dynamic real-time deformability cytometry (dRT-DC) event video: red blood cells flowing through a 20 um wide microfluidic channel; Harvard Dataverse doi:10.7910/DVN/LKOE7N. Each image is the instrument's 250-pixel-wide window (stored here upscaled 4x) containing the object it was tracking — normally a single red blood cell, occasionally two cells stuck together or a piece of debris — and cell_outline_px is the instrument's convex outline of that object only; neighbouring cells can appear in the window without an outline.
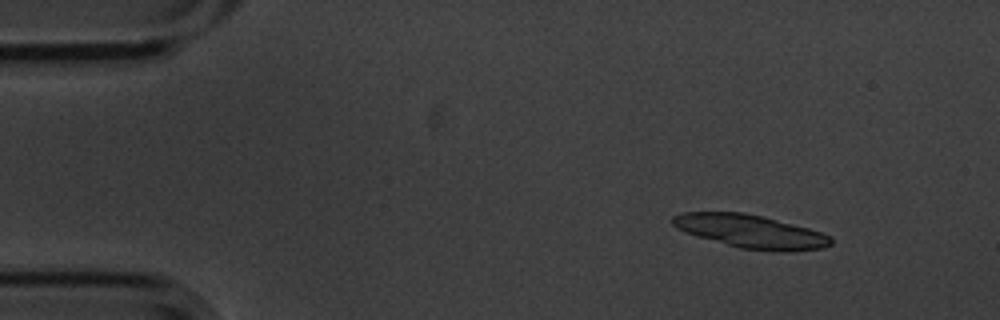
{"species": "common noctule bat (a hibernating species)", "species_latin": "Nyctalus noctula", "temperature_condition": "cold", "stored_images_in_passage": 9, "segment_of_instrument_passage": [1, 2], "camera_frame_rate_fps": 3000, "um_per_image_px": 0.085, "animal": {"sex": "male", "body_mass_g": 20.1, "forearm_length_mm": 53.5}, "frame": {"image": 1, "passage_image": 2, "time_ms": 0.333, "image_size_px": [1000, 320], "cell_outline_px": [[832, 244], [820, 248], [792, 252], [740, 248], [696, 236], [684, 232], [676, 228], [672, 224], [672, 216], [680, 212], [744, 212], [764, 216], [808, 228], [832, 236]], "centroid_in_image_um": [63.78, 19.66], "position_along_channel_um": 21.2, "area_um2": 30.75}}